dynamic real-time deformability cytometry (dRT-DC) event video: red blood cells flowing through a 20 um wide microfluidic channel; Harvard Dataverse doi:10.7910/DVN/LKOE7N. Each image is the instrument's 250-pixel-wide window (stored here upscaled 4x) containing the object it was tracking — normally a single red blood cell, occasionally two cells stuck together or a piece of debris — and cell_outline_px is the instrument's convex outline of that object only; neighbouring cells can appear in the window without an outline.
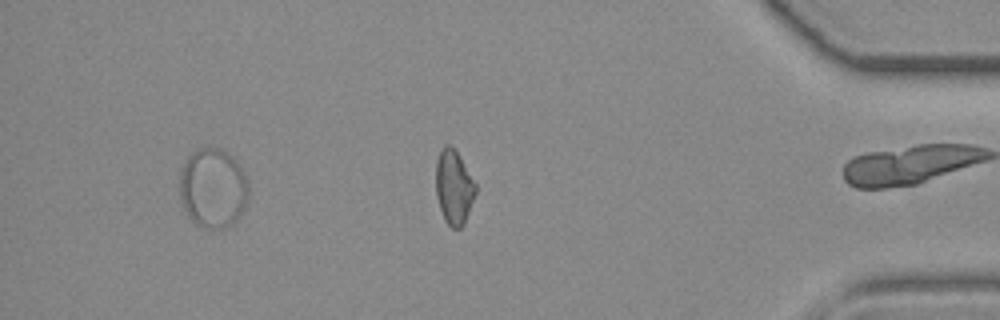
{"species": "common noctule bat (a hibernating species)", "species_latin": "Nyctalus noctula", "temperature_condition": "room temperature", "stored_images_in_passage": 35, "segment_of_instrument_passage": [2, 2], "camera_frame_rate_fps": 3000, "um_per_image_px": 0.085, "animal": {"sex": "female", "body_mass_g": 19.3, "forearm_length_mm": 54.1}, "frame": {"image": 1, "passage_image": 32, "time_ms": 10.333, "image_size_px": [1000, 320], "cell_outline_px": [[248, 200], [240, 216], [228, 228], [204, 228], [196, 224], [188, 216], [180, 200], [180, 172], [188, 156], [192, 152], [200, 148], [220, 148], [228, 152], [236, 160], [244, 172], [248, 180]], "centroid_in_image_um": [18.12, 16.0], "position_along_channel_um": 417.1, "area_um2": 32.25}}